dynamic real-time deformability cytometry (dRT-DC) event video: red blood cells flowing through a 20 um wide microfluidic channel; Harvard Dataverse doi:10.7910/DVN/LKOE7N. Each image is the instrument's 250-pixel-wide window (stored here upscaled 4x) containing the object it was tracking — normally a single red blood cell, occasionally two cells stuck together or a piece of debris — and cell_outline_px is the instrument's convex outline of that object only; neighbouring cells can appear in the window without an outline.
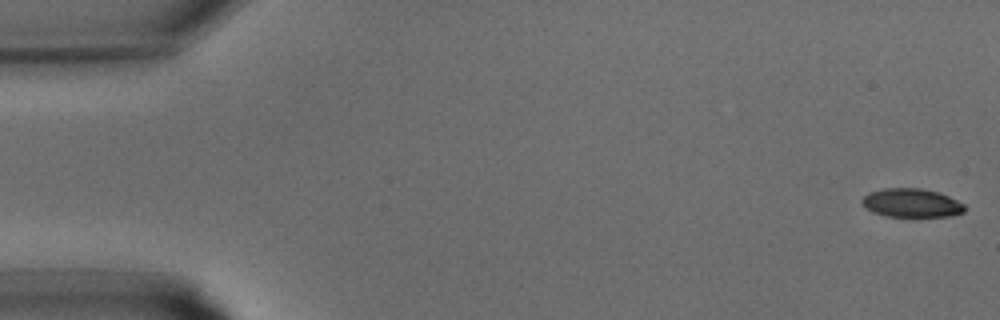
{"species": "common noctule bat (a hibernating species)", "species_latin": "Nyctalus noctula", "temperature_condition": "warm", "stored_images_in_passage": 16, "camera_frame_rate_fps": 3000, "um_per_image_px": 0.085, "animal": {"sex": "male", "body_mass_g": 15.6}, "frame": {"image": 1, "passage_image": 1, "time_ms": 0.0, "image_size_px": [1000, 320], "cell_outline_px": [[968, 208], [964, 212], [948, 216], [888, 216], [872, 212], [860, 200], [868, 192], [884, 188], [920, 188], [936, 192], [948, 196], [964, 204]], "centroid_in_image_um": [77.49, 17.24], "position_along_channel_um": 7.5, "area_um2": 16.99}}
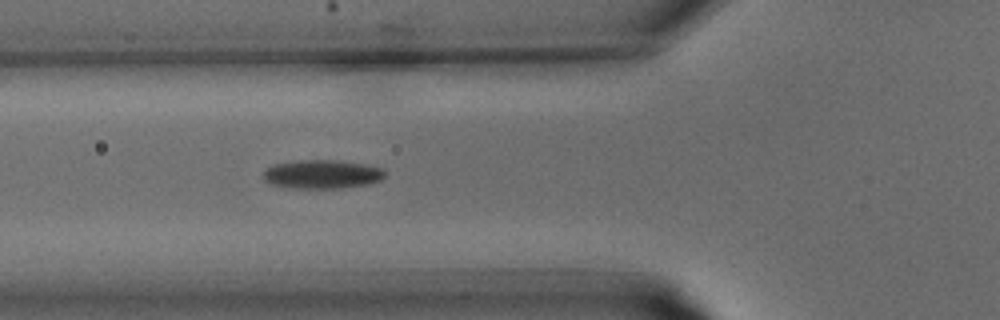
{"frame": {"image": 2, "passage_image": 12, "time_ms": 3.667, "image_size_px": [1000, 320], "cell_outline_px": [[384, 176], [380, 180], [368, 184], [336, 188], [296, 188], [272, 184], [264, 180], [260, 176], [260, 172], [272, 164], [300, 160], [336, 160], [364, 164], [384, 168]], "centroid_in_image_um": [27.31, 14.8], "position_along_channel_um": 98.5, "area_um2": 20.46}}
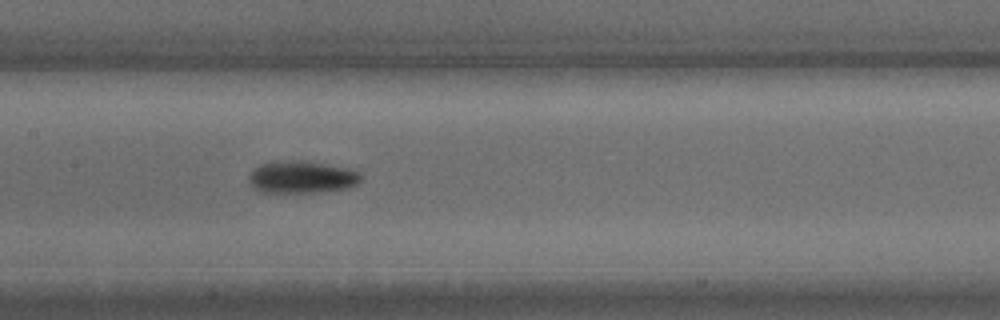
{"frame": {"image": 3, "passage_image": 16, "time_ms": 5.0, "image_size_px": [1000, 320], "cell_outline_px": [[364, 176], [356, 184], [348, 188], [324, 192], [260, 192], [248, 180], [248, 176], [260, 164], [292, 160], [296, 160], [348, 168], [360, 172]], "centroid_in_image_um": [25.7, 15.07], "position_along_channel_um": 181.7, "area_um2": 20.81}}